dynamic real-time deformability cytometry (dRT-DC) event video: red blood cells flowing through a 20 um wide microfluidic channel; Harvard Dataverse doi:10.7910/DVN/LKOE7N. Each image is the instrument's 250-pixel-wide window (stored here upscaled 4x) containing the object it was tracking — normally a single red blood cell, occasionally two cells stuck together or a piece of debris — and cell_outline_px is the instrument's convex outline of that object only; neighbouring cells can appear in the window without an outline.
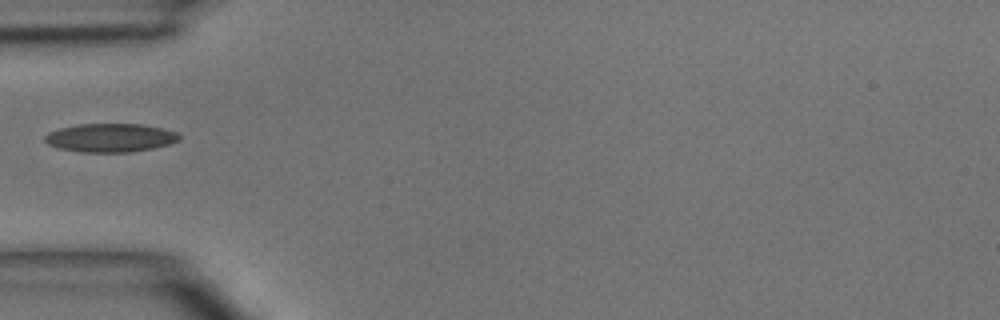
{"species": "common noctule bat (a hibernating species)", "species_latin": "Nyctalus noctula", "temperature_condition": "room temperature", "stored_images_in_passage": 2, "camera_frame_rate_fps": 3000, "um_per_image_px": 0.085, "animal": {"sex": "male", "body_mass_g": 15.6}, "frame": {"image": 1, "passage_image": 1, "time_ms": 0.0, "image_size_px": [1000, 320], "cell_outline_px": [[180, 140], [168, 144], [152, 148], [128, 152], [80, 152], [60, 148], [48, 144], [44, 140], [44, 136], [48, 132], [60, 128], [80, 124], [140, 124], [164, 128], [176, 132], [180, 136]], "centroid_in_image_um": [9.37, 11.7], "position_along_channel_um": 75.6, "area_um2": 22.25}}
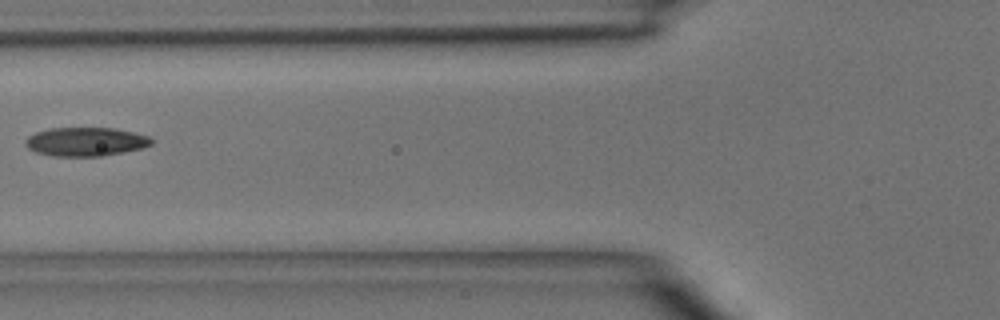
{"frame": {"image": 2, "passage_image": 2, "time_ms": 1.0, "image_size_px": [1000, 320], "cell_outline_px": [[152, 144], [144, 148], [104, 156], [52, 156], [36, 152], [28, 148], [24, 144], [24, 140], [28, 136], [36, 132], [48, 128], [116, 128], [148, 136], [152, 140]], "centroid_in_image_um": [7.27, 12.05], "position_along_channel_um": 118.5, "area_um2": 21.27}}